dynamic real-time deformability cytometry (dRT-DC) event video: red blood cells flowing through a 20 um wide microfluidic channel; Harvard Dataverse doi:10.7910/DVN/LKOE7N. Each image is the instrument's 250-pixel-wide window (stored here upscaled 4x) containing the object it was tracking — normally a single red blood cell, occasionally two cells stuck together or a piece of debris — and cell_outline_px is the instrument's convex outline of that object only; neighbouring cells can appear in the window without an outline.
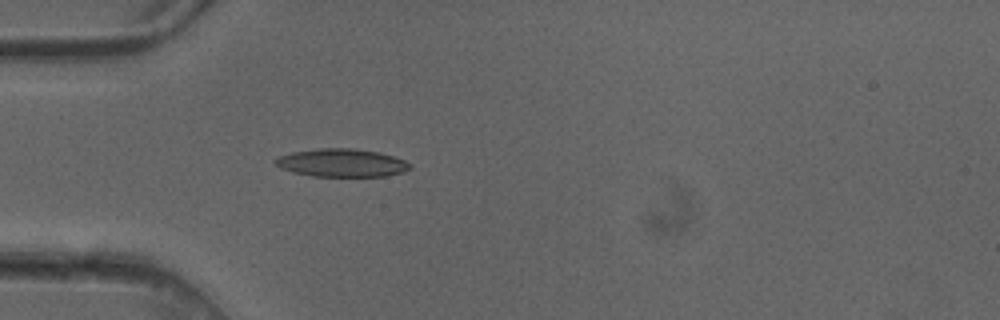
{"species": "common noctule bat (a hibernating species)", "species_latin": "Nyctalus noctula", "temperature_condition": "cold", "stored_images_in_passage": 4, "camera_frame_rate_fps": 3000, "um_per_image_px": 0.085, "animal": {"sex": "female"}, "frame": {"image": 1, "passage_image": 4, "time_ms": 1.0, "image_size_px": [1000, 320], "cell_outline_px": [[412, 168], [388, 176], [312, 176], [292, 172], [280, 168], [272, 160], [280, 156], [292, 152], [316, 148], [352, 148], [380, 152], [404, 160], [412, 164]], "centroid_in_image_um": [29.03, 13.83], "position_along_channel_um": 56.0, "area_um2": 22.08}}